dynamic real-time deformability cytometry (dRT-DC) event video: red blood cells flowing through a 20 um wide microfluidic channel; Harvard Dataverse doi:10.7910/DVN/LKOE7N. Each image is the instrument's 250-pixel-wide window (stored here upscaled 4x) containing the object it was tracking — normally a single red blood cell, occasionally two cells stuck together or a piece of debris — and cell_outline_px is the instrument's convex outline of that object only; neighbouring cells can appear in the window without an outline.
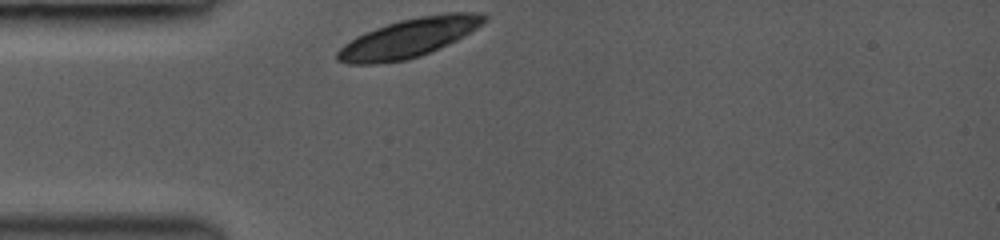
{"species": "common noctule bat (a hibernating species)", "species_latin": "Nyctalus noctula", "temperature_condition": "room temperature", "stored_images_in_passage": 3, "camera_frame_rate_fps": 3000, "um_per_image_px": 0.085, "animal": {"sex": "female", "body_mass_g": 19.0, "forearm_length_mm": 53.3}, "frame": {"image": 1, "passage_image": 1, "time_ms": 0.0, "image_size_px": [1000, 240], "cell_outline_px": [[488, 20], [476, 28], [456, 40], [440, 48], [420, 56], [404, 60], [376, 64], [348, 64], [336, 60], [336, 52], [344, 44], [356, 36], [364, 32], [400, 20], [420, 16], [448, 12], [484, 12], [488, 16]], "centroid_in_image_um": [34.76, 3.22], "position_along_channel_um": 50.2, "area_um2": 33.23}}